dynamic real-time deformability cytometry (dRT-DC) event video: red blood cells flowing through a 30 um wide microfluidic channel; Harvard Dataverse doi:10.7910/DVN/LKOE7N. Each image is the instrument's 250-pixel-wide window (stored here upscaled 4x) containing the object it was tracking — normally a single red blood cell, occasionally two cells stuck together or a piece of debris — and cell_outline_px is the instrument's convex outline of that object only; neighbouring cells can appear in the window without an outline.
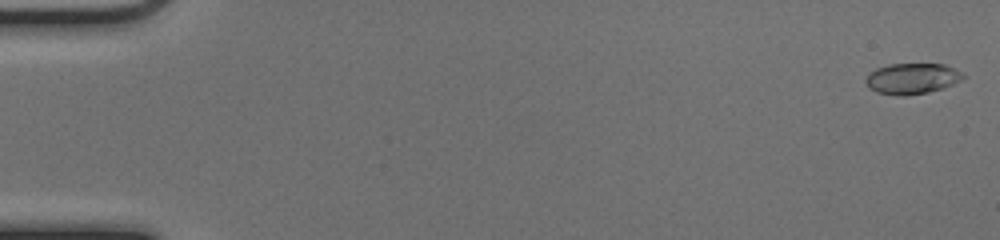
{"species": "common noctule bat (a hibernating species)", "species_latin": "Nyctalus noctula", "temperature_condition": "cold", "stored_images_in_passage": 52, "camera_frame_rate_fps": 3000, "um_per_image_px": 0.085, "animal": {"sex": "female", "body_mass_g": 17.0, "forearm_length_mm": 48.0}, "frame": {"image": 1, "passage_image": 1, "time_ms": 0.0, "image_size_px": [1000, 240], "cell_outline_px": [[964, 76], [960, 80], [952, 84], [928, 92], [904, 96], [900, 96], [876, 92], [868, 88], [864, 80], [868, 72], [876, 68], [888, 64], [944, 64], [964, 72]], "centroid_in_image_um": [77.47, 6.67], "position_along_channel_um": 7.5, "area_um2": 17.57}}
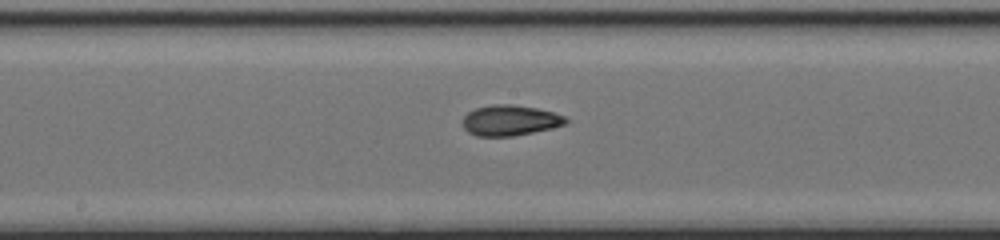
{"frame": {"image": 2, "passage_image": 28, "time_ms": 9.0, "image_size_px": [1000, 240], "cell_outline_px": [[568, 124], [552, 128], [512, 136], [476, 136], [468, 132], [464, 128], [464, 116], [468, 112], [476, 108], [492, 104], [512, 104], [536, 108], [552, 112], [564, 116], [568, 120]], "centroid_in_image_um": [43.36, 10.23], "position_along_channel_um": 204.8, "area_um2": 18.26}}
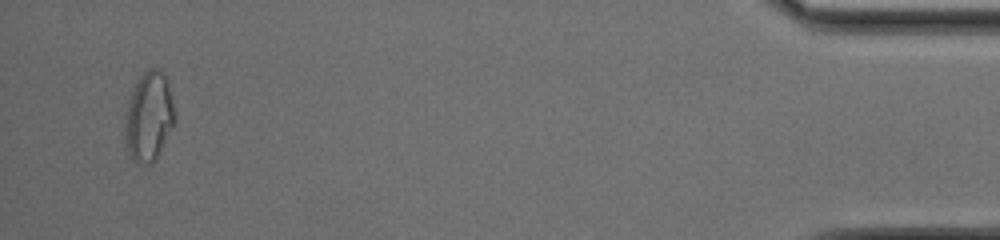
{"frame": {"image": 3, "passage_image": 50, "time_ms": 16.333, "image_size_px": [1000, 240], "cell_outline_px": [[176, 120], [156, 160], [152, 164], [136, 164], [132, 160], [124, 144], [124, 128], [128, 104], [132, 88], [140, 72], [148, 68], [156, 68], [168, 80], [176, 116]], "centroid_in_image_um": [12.64, 9.93], "position_along_channel_um": 422.6, "area_um2": 26.53}, "authors_computed_cell_mechanics": {"area_um2": 17.918, "velocity_mm_per_s": 4.0513, "shape_relaxation_time_tau1_ms": 3.6759, "shape_relaxation_time_tau2_ms": 2.4691, "deformation_change_tau1": 0.1562, "deformation_change_tau2": 0.089}}